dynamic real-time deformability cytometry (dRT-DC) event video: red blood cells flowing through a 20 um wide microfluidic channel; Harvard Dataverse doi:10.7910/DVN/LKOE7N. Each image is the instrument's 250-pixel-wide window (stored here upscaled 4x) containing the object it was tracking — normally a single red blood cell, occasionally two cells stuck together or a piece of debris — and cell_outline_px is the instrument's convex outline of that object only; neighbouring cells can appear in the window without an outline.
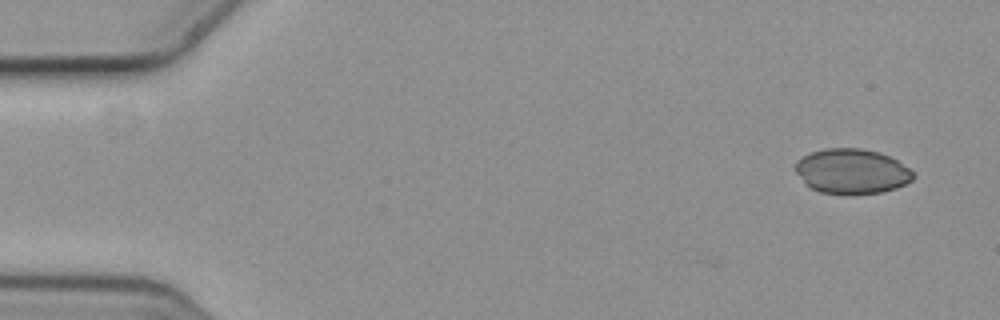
{"species": "common noctule bat (a hibernating species)", "species_latin": "Nyctalus noctula", "temperature_condition": "cold", "stored_images_in_passage": 2, "camera_frame_rate_fps": 3000, "um_per_image_px": 0.085, "animal": {"sex": "female", "body_mass_g": 19.3, "forearm_length_mm": 54.1}, "frame": {"image": 1, "passage_image": 2, "time_ms": 0.333, "image_size_px": [1000, 320], "cell_outline_px": [[912, 180], [896, 188], [880, 192], [820, 192], [804, 184], [796, 172], [796, 160], [812, 152], [824, 148], [860, 148], [880, 152], [896, 160], [908, 168], [912, 172]], "centroid_in_image_um": [72.37, 14.52], "position_along_channel_um": 12.6, "area_um2": 30.11}}